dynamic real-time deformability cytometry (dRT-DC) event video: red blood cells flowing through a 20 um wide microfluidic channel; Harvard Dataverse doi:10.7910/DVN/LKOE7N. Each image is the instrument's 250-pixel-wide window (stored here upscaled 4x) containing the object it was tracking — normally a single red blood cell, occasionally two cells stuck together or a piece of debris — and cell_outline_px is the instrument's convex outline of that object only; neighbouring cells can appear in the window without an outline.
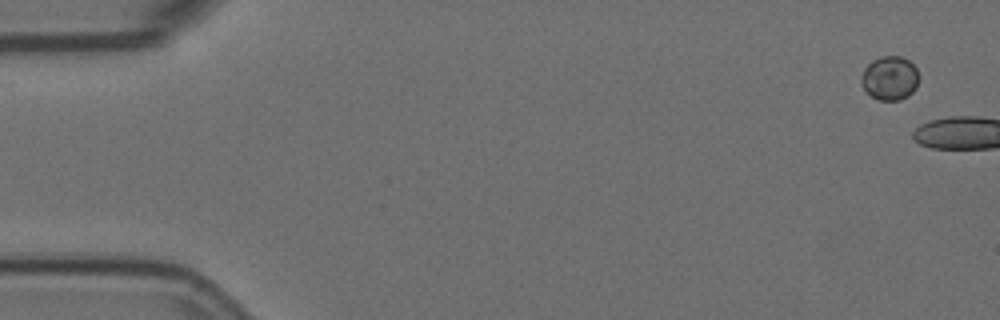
{"species": "Egyptian fruit bat (a non-hibernating species)", "species_latin": "Rousettus aegyptiacus", "temperature_condition": "room temperature", "stored_images_in_passage": 6, "camera_frame_rate_fps": 3000, "um_per_image_px": 0.085, "animal": {"sex": "female"}, "frame": {"image": 1, "passage_image": 1, "time_ms": 0.0, "image_size_px": [1000, 320], "cell_outline_px": [[920, 76], [916, 88], [908, 96], [900, 100], [880, 100], [872, 96], [860, 84], [860, 80], [864, 68], [872, 60], [880, 56], [900, 56], [908, 60], [916, 68]], "centroid_in_image_um": [75.64, 6.63], "position_along_channel_um": 9.4, "area_um2": 14.85}}
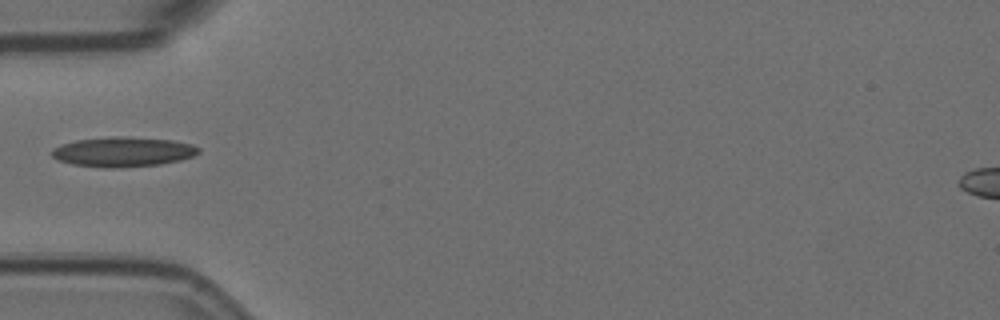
{"frame": {"image": 2, "passage_image": 6, "time_ms": 1.667, "image_size_px": [1000, 320], "cell_outline_px": [[200, 152], [192, 156], [180, 160], [160, 164], [120, 168], [104, 168], [72, 164], [56, 160], [52, 156], [52, 148], [76, 140], [116, 136], [120, 136], [172, 140], [192, 144], [200, 148]], "centroid_in_image_um": [10.45, 12.91], "position_along_channel_um": 74.5, "area_um2": 25.49}}